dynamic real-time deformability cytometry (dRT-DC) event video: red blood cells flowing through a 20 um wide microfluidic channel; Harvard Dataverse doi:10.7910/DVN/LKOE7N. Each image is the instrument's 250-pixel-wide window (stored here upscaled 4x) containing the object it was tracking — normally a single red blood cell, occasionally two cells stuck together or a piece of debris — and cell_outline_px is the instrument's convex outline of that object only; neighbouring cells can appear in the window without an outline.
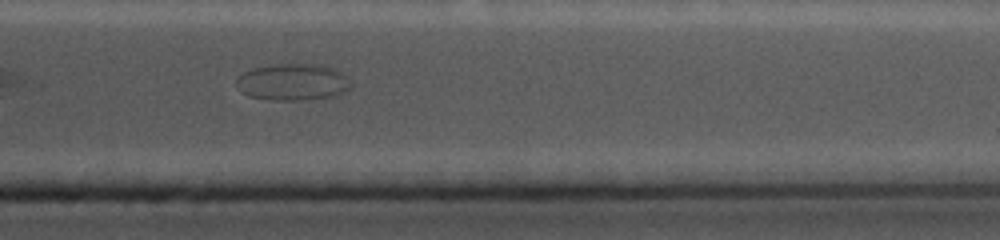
{"species": "common noctule bat (a hibernating species)", "species_latin": "Nyctalus noctula", "temperature_condition": "cold", "stored_images_in_passage": 41, "camera_frame_rate_fps": 5000, "um_per_image_px": 0.085, "animal": {"sex": "female", "body_mass_g": 19.0, "forearm_length_mm": 56.7}, "frame": {"image": 1, "passage_image": 35, "time_ms": 7.4, "image_size_px": [1000, 240], "cell_outline_px": [[352, 88], [344, 92], [324, 100], [268, 100], [248, 96], [236, 84], [236, 80], [244, 72], [252, 68], [276, 64], [324, 64], [336, 68], [352, 84]], "centroid_in_image_um": [24.95, 6.99], "position_along_channel_um": 386.4, "area_um2": 24.91}}